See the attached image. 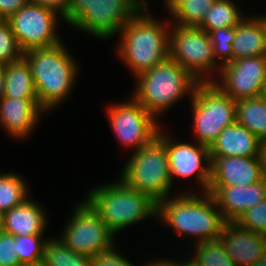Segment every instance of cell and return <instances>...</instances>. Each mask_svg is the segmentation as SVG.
<instances>
[{"label": "cell", "mask_w": 266, "mask_h": 266, "mask_svg": "<svg viewBox=\"0 0 266 266\" xmlns=\"http://www.w3.org/2000/svg\"><path fill=\"white\" fill-rule=\"evenodd\" d=\"M236 122L266 141V99L263 95L235 100Z\"/></svg>", "instance_id": "obj_23"}, {"label": "cell", "mask_w": 266, "mask_h": 266, "mask_svg": "<svg viewBox=\"0 0 266 266\" xmlns=\"http://www.w3.org/2000/svg\"><path fill=\"white\" fill-rule=\"evenodd\" d=\"M226 222H235L247 209L266 198V178L250 186L208 188Z\"/></svg>", "instance_id": "obj_17"}, {"label": "cell", "mask_w": 266, "mask_h": 266, "mask_svg": "<svg viewBox=\"0 0 266 266\" xmlns=\"http://www.w3.org/2000/svg\"><path fill=\"white\" fill-rule=\"evenodd\" d=\"M169 196L157 203L156 216L179 235L195 236L197 244L219 239L226 224L213 196L203 193ZM216 208V209H215Z\"/></svg>", "instance_id": "obj_2"}, {"label": "cell", "mask_w": 266, "mask_h": 266, "mask_svg": "<svg viewBox=\"0 0 266 266\" xmlns=\"http://www.w3.org/2000/svg\"><path fill=\"white\" fill-rule=\"evenodd\" d=\"M160 260V261H159ZM188 263V261L179 262L173 261V260H166V259H156V261L148 262L145 266H185Z\"/></svg>", "instance_id": "obj_38"}, {"label": "cell", "mask_w": 266, "mask_h": 266, "mask_svg": "<svg viewBox=\"0 0 266 266\" xmlns=\"http://www.w3.org/2000/svg\"><path fill=\"white\" fill-rule=\"evenodd\" d=\"M41 266H92V257L72 251L59 237H49L44 246Z\"/></svg>", "instance_id": "obj_25"}, {"label": "cell", "mask_w": 266, "mask_h": 266, "mask_svg": "<svg viewBox=\"0 0 266 266\" xmlns=\"http://www.w3.org/2000/svg\"><path fill=\"white\" fill-rule=\"evenodd\" d=\"M191 99L196 142L210 147L225 127L236 122L235 100L214 82H199Z\"/></svg>", "instance_id": "obj_7"}, {"label": "cell", "mask_w": 266, "mask_h": 266, "mask_svg": "<svg viewBox=\"0 0 266 266\" xmlns=\"http://www.w3.org/2000/svg\"><path fill=\"white\" fill-rule=\"evenodd\" d=\"M235 5L231 0H216L198 27L209 33L223 27L237 26L244 17Z\"/></svg>", "instance_id": "obj_26"}, {"label": "cell", "mask_w": 266, "mask_h": 266, "mask_svg": "<svg viewBox=\"0 0 266 266\" xmlns=\"http://www.w3.org/2000/svg\"><path fill=\"white\" fill-rule=\"evenodd\" d=\"M171 27L169 57L199 82H213L214 79L207 75L212 74L214 69H219V74L221 65L214 57L210 35L195 26L173 24Z\"/></svg>", "instance_id": "obj_8"}, {"label": "cell", "mask_w": 266, "mask_h": 266, "mask_svg": "<svg viewBox=\"0 0 266 266\" xmlns=\"http://www.w3.org/2000/svg\"><path fill=\"white\" fill-rule=\"evenodd\" d=\"M15 173H0V213L3 215L28 197V184Z\"/></svg>", "instance_id": "obj_27"}, {"label": "cell", "mask_w": 266, "mask_h": 266, "mask_svg": "<svg viewBox=\"0 0 266 266\" xmlns=\"http://www.w3.org/2000/svg\"><path fill=\"white\" fill-rule=\"evenodd\" d=\"M40 203L28 198L23 203L3 214L2 231L15 236L43 235L46 215Z\"/></svg>", "instance_id": "obj_20"}, {"label": "cell", "mask_w": 266, "mask_h": 266, "mask_svg": "<svg viewBox=\"0 0 266 266\" xmlns=\"http://www.w3.org/2000/svg\"><path fill=\"white\" fill-rule=\"evenodd\" d=\"M4 97L3 65L0 64V100Z\"/></svg>", "instance_id": "obj_40"}, {"label": "cell", "mask_w": 266, "mask_h": 266, "mask_svg": "<svg viewBox=\"0 0 266 266\" xmlns=\"http://www.w3.org/2000/svg\"><path fill=\"white\" fill-rule=\"evenodd\" d=\"M115 244L108 250L100 252L92 257V266H135L114 248Z\"/></svg>", "instance_id": "obj_34"}, {"label": "cell", "mask_w": 266, "mask_h": 266, "mask_svg": "<svg viewBox=\"0 0 266 266\" xmlns=\"http://www.w3.org/2000/svg\"><path fill=\"white\" fill-rule=\"evenodd\" d=\"M58 13L44 6L27 2L7 21L20 49L49 48L61 43L57 33Z\"/></svg>", "instance_id": "obj_10"}, {"label": "cell", "mask_w": 266, "mask_h": 266, "mask_svg": "<svg viewBox=\"0 0 266 266\" xmlns=\"http://www.w3.org/2000/svg\"><path fill=\"white\" fill-rule=\"evenodd\" d=\"M137 78L133 98L156 118L187 93L192 96L199 83L170 57Z\"/></svg>", "instance_id": "obj_5"}, {"label": "cell", "mask_w": 266, "mask_h": 266, "mask_svg": "<svg viewBox=\"0 0 266 266\" xmlns=\"http://www.w3.org/2000/svg\"><path fill=\"white\" fill-rule=\"evenodd\" d=\"M14 236L0 231V266H19L18 256L14 252Z\"/></svg>", "instance_id": "obj_33"}, {"label": "cell", "mask_w": 266, "mask_h": 266, "mask_svg": "<svg viewBox=\"0 0 266 266\" xmlns=\"http://www.w3.org/2000/svg\"><path fill=\"white\" fill-rule=\"evenodd\" d=\"M40 112L38 99H22L3 97L0 100V126L12 138H26L39 121Z\"/></svg>", "instance_id": "obj_18"}, {"label": "cell", "mask_w": 266, "mask_h": 266, "mask_svg": "<svg viewBox=\"0 0 266 266\" xmlns=\"http://www.w3.org/2000/svg\"><path fill=\"white\" fill-rule=\"evenodd\" d=\"M28 2L49 8L63 18L66 15L69 0H28Z\"/></svg>", "instance_id": "obj_37"}, {"label": "cell", "mask_w": 266, "mask_h": 266, "mask_svg": "<svg viewBox=\"0 0 266 266\" xmlns=\"http://www.w3.org/2000/svg\"><path fill=\"white\" fill-rule=\"evenodd\" d=\"M164 131L160 128L157 137L165 144L172 185L174 177L188 178L194 175L198 180L197 183L204 190L203 193H207L211 180L209 147L199 143L192 145L190 143L173 142L174 140L163 133ZM203 160L205 164L202 163Z\"/></svg>", "instance_id": "obj_14"}, {"label": "cell", "mask_w": 266, "mask_h": 266, "mask_svg": "<svg viewBox=\"0 0 266 266\" xmlns=\"http://www.w3.org/2000/svg\"><path fill=\"white\" fill-rule=\"evenodd\" d=\"M261 158L263 162V173H264V177L266 178V141L262 142Z\"/></svg>", "instance_id": "obj_39"}, {"label": "cell", "mask_w": 266, "mask_h": 266, "mask_svg": "<svg viewBox=\"0 0 266 266\" xmlns=\"http://www.w3.org/2000/svg\"><path fill=\"white\" fill-rule=\"evenodd\" d=\"M236 26L223 27L217 31H210L215 59L222 60L220 65L233 61L232 43L235 37Z\"/></svg>", "instance_id": "obj_30"}, {"label": "cell", "mask_w": 266, "mask_h": 266, "mask_svg": "<svg viewBox=\"0 0 266 266\" xmlns=\"http://www.w3.org/2000/svg\"><path fill=\"white\" fill-rule=\"evenodd\" d=\"M263 97L266 99V86H265V89H264V92H263Z\"/></svg>", "instance_id": "obj_43"}, {"label": "cell", "mask_w": 266, "mask_h": 266, "mask_svg": "<svg viewBox=\"0 0 266 266\" xmlns=\"http://www.w3.org/2000/svg\"><path fill=\"white\" fill-rule=\"evenodd\" d=\"M23 57L17 40L7 20L0 21V64L6 65Z\"/></svg>", "instance_id": "obj_31"}, {"label": "cell", "mask_w": 266, "mask_h": 266, "mask_svg": "<svg viewBox=\"0 0 266 266\" xmlns=\"http://www.w3.org/2000/svg\"><path fill=\"white\" fill-rule=\"evenodd\" d=\"M145 10L147 8H141L121 28L122 37L117 44L120 58L135 77L169 58L171 27L167 22L155 20Z\"/></svg>", "instance_id": "obj_1"}, {"label": "cell", "mask_w": 266, "mask_h": 266, "mask_svg": "<svg viewBox=\"0 0 266 266\" xmlns=\"http://www.w3.org/2000/svg\"><path fill=\"white\" fill-rule=\"evenodd\" d=\"M43 235H22L14 237V252L23 266H40L47 239Z\"/></svg>", "instance_id": "obj_29"}, {"label": "cell", "mask_w": 266, "mask_h": 266, "mask_svg": "<svg viewBox=\"0 0 266 266\" xmlns=\"http://www.w3.org/2000/svg\"><path fill=\"white\" fill-rule=\"evenodd\" d=\"M262 141L251 131L235 122L224 128L209 147L214 157H261Z\"/></svg>", "instance_id": "obj_19"}, {"label": "cell", "mask_w": 266, "mask_h": 266, "mask_svg": "<svg viewBox=\"0 0 266 266\" xmlns=\"http://www.w3.org/2000/svg\"><path fill=\"white\" fill-rule=\"evenodd\" d=\"M216 84L233 100L263 95L266 86V56L241 58L221 65Z\"/></svg>", "instance_id": "obj_13"}, {"label": "cell", "mask_w": 266, "mask_h": 266, "mask_svg": "<svg viewBox=\"0 0 266 266\" xmlns=\"http://www.w3.org/2000/svg\"><path fill=\"white\" fill-rule=\"evenodd\" d=\"M94 0H69L66 15L62 18L64 22L71 25Z\"/></svg>", "instance_id": "obj_35"}, {"label": "cell", "mask_w": 266, "mask_h": 266, "mask_svg": "<svg viewBox=\"0 0 266 266\" xmlns=\"http://www.w3.org/2000/svg\"><path fill=\"white\" fill-rule=\"evenodd\" d=\"M131 156L120 179L134 190L147 194L156 203L170 196L173 185L165 144L156 137Z\"/></svg>", "instance_id": "obj_6"}, {"label": "cell", "mask_w": 266, "mask_h": 266, "mask_svg": "<svg viewBox=\"0 0 266 266\" xmlns=\"http://www.w3.org/2000/svg\"><path fill=\"white\" fill-rule=\"evenodd\" d=\"M264 178L261 157H214L209 188L250 186Z\"/></svg>", "instance_id": "obj_15"}, {"label": "cell", "mask_w": 266, "mask_h": 266, "mask_svg": "<svg viewBox=\"0 0 266 266\" xmlns=\"http://www.w3.org/2000/svg\"><path fill=\"white\" fill-rule=\"evenodd\" d=\"M141 9L134 0H94L71 24L101 39L111 38Z\"/></svg>", "instance_id": "obj_12"}, {"label": "cell", "mask_w": 266, "mask_h": 266, "mask_svg": "<svg viewBox=\"0 0 266 266\" xmlns=\"http://www.w3.org/2000/svg\"><path fill=\"white\" fill-rule=\"evenodd\" d=\"M141 8H147L148 9V5L147 2H145V0H134Z\"/></svg>", "instance_id": "obj_41"}, {"label": "cell", "mask_w": 266, "mask_h": 266, "mask_svg": "<svg viewBox=\"0 0 266 266\" xmlns=\"http://www.w3.org/2000/svg\"><path fill=\"white\" fill-rule=\"evenodd\" d=\"M2 219H3V215L0 213V231L2 229Z\"/></svg>", "instance_id": "obj_42"}, {"label": "cell", "mask_w": 266, "mask_h": 266, "mask_svg": "<svg viewBox=\"0 0 266 266\" xmlns=\"http://www.w3.org/2000/svg\"><path fill=\"white\" fill-rule=\"evenodd\" d=\"M3 75L4 97L38 99L30 67L23 57L3 65Z\"/></svg>", "instance_id": "obj_22"}, {"label": "cell", "mask_w": 266, "mask_h": 266, "mask_svg": "<svg viewBox=\"0 0 266 266\" xmlns=\"http://www.w3.org/2000/svg\"><path fill=\"white\" fill-rule=\"evenodd\" d=\"M71 55L62 42L23 52L34 79L39 106L44 112L56 108L73 88L78 66Z\"/></svg>", "instance_id": "obj_3"}, {"label": "cell", "mask_w": 266, "mask_h": 266, "mask_svg": "<svg viewBox=\"0 0 266 266\" xmlns=\"http://www.w3.org/2000/svg\"><path fill=\"white\" fill-rule=\"evenodd\" d=\"M27 2L28 0H0V18L2 20H7Z\"/></svg>", "instance_id": "obj_36"}, {"label": "cell", "mask_w": 266, "mask_h": 266, "mask_svg": "<svg viewBox=\"0 0 266 266\" xmlns=\"http://www.w3.org/2000/svg\"><path fill=\"white\" fill-rule=\"evenodd\" d=\"M192 259L188 260L190 266H235L233 260L225 252L221 238L203 241L195 245Z\"/></svg>", "instance_id": "obj_28"}, {"label": "cell", "mask_w": 266, "mask_h": 266, "mask_svg": "<svg viewBox=\"0 0 266 266\" xmlns=\"http://www.w3.org/2000/svg\"><path fill=\"white\" fill-rule=\"evenodd\" d=\"M108 115L119 141L126 147L134 148L133 152L151 143L161 128L157 118L133 97L130 102L111 105Z\"/></svg>", "instance_id": "obj_11"}, {"label": "cell", "mask_w": 266, "mask_h": 266, "mask_svg": "<svg viewBox=\"0 0 266 266\" xmlns=\"http://www.w3.org/2000/svg\"><path fill=\"white\" fill-rule=\"evenodd\" d=\"M74 210L59 239L72 251L91 257L110 249L114 234L92 206L84 200Z\"/></svg>", "instance_id": "obj_9"}, {"label": "cell", "mask_w": 266, "mask_h": 266, "mask_svg": "<svg viewBox=\"0 0 266 266\" xmlns=\"http://www.w3.org/2000/svg\"><path fill=\"white\" fill-rule=\"evenodd\" d=\"M220 238L235 266H253L266 249V236L235 222H226Z\"/></svg>", "instance_id": "obj_16"}, {"label": "cell", "mask_w": 266, "mask_h": 266, "mask_svg": "<svg viewBox=\"0 0 266 266\" xmlns=\"http://www.w3.org/2000/svg\"><path fill=\"white\" fill-rule=\"evenodd\" d=\"M233 61L266 56V17H245L237 26L232 43Z\"/></svg>", "instance_id": "obj_21"}, {"label": "cell", "mask_w": 266, "mask_h": 266, "mask_svg": "<svg viewBox=\"0 0 266 266\" xmlns=\"http://www.w3.org/2000/svg\"><path fill=\"white\" fill-rule=\"evenodd\" d=\"M235 223L266 236V198L259 204L247 209Z\"/></svg>", "instance_id": "obj_32"}, {"label": "cell", "mask_w": 266, "mask_h": 266, "mask_svg": "<svg viewBox=\"0 0 266 266\" xmlns=\"http://www.w3.org/2000/svg\"><path fill=\"white\" fill-rule=\"evenodd\" d=\"M216 0H165L169 14L181 26L198 27Z\"/></svg>", "instance_id": "obj_24"}, {"label": "cell", "mask_w": 266, "mask_h": 266, "mask_svg": "<svg viewBox=\"0 0 266 266\" xmlns=\"http://www.w3.org/2000/svg\"><path fill=\"white\" fill-rule=\"evenodd\" d=\"M85 200L114 235L157 214V203L154 200L127 186L121 179L91 189Z\"/></svg>", "instance_id": "obj_4"}]
</instances>
